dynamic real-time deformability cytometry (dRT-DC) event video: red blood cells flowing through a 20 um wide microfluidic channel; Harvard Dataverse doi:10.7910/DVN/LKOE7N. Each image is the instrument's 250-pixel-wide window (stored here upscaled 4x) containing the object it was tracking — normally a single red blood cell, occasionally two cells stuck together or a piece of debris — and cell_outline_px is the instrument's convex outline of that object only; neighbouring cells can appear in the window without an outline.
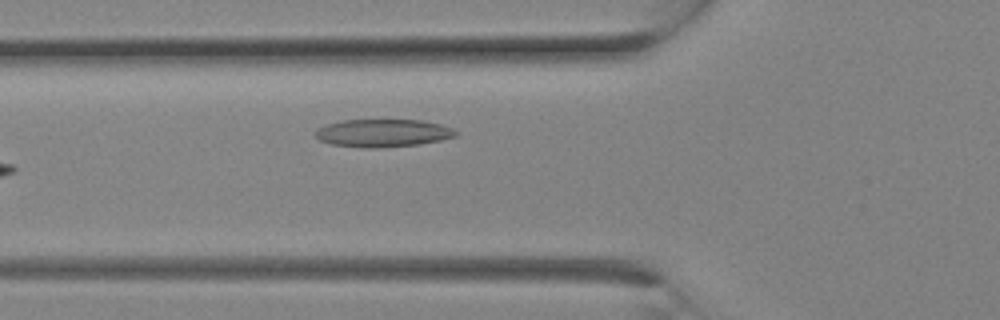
{"species": "Egyptian fruit bat (a non-hibernating species)", "species_latin": "Rousettus aegyptiacus", "temperature_condition": "room temperature", "stored_images_in_passage": 12, "camera_frame_rate_fps": 3000, "um_per_image_px": 0.085, "animal": {"sex": "female"}, "frame": {"image": 1, "passage_image": 2, "time_ms": 0.333, "image_size_px": [1000, 320], "cell_outline_px": [[460, 132], [456, 136], [440, 140], [420, 144], [380, 148], [360, 148], [332, 144], [320, 140], [316, 136], [316, 132], [320, 128], [328, 124], [344, 120], [420, 120], [440, 124], [452, 128]], "centroid_in_image_um": [32.6, 11.32], "position_along_channel_um": 93.2, "area_um2": 22.66}}
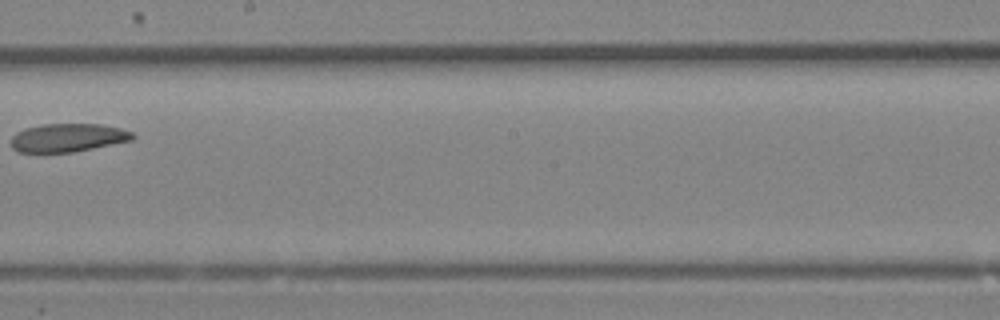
{"frame": {"image": 2, "passage_image": 8, "time_ms": 2.333, "image_size_px": [1000, 320], "cell_outline_px": [[136, 136], [132, 140], [72, 152], [16, 152], [12, 148], [12, 136], [16, 132], [24, 128], [44, 124], [100, 124], [120, 128], [132, 132]], "centroid_in_image_um": [5.75, 11.7], "position_along_channel_um": 242.4, "area_um2": 20.0}}
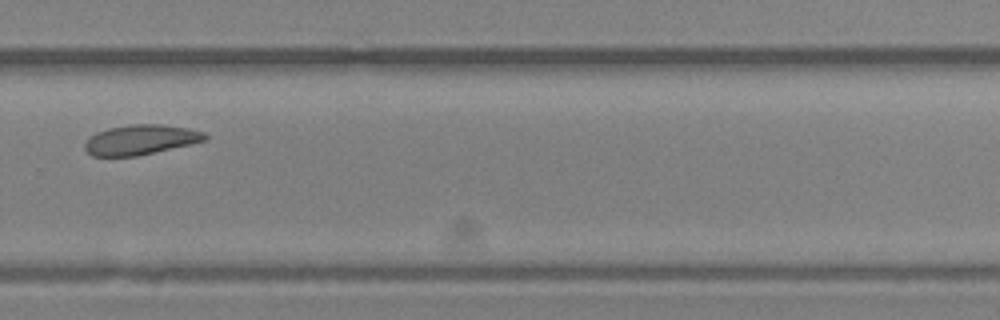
{"frame": {"image": 3, "passage_image": 11, "time_ms": 3.333, "image_size_px": [1000, 320], "cell_outline_px": [[208, 136], [204, 140], [188, 144], [136, 156], [92, 156], [84, 148], [84, 144], [96, 132], [108, 128], [132, 124], [160, 124], [188, 128], [204, 132]], "centroid_in_image_um": [11.92, 11.87], "position_along_channel_um": 317.9, "area_um2": 20.58}}